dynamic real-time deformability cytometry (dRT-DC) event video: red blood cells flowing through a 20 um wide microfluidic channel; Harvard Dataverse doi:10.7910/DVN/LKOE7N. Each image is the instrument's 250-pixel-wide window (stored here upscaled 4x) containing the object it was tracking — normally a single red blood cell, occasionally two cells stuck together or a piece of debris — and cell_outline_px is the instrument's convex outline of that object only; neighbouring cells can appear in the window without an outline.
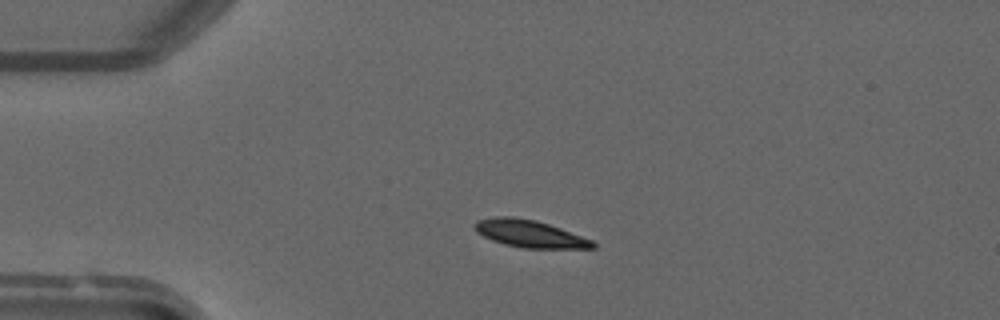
{"species": "common noctule bat (a hibernating species)", "species_latin": "Nyctalus noctula", "temperature_condition": "warm", "stored_images_in_passage": 2, "camera_frame_rate_fps": 3000, "um_per_image_px": 0.085, "animal": {"sex": "male", "forearm_length_mm": 52.5}, "frame": {"image": 1, "passage_image": 2, "time_ms": 1.333, "image_size_px": [1000, 320], "cell_outline_px": [[596, 248], [524, 248], [504, 244], [492, 240], [476, 232], [472, 224], [476, 220], [496, 216], [512, 216], [536, 220], [560, 228], [592, 240], [596, 244]], "centroid_in_image_um": [44.98, 19.85], "position_along_channel_um": 40.0, "area_um2": 18.79}}